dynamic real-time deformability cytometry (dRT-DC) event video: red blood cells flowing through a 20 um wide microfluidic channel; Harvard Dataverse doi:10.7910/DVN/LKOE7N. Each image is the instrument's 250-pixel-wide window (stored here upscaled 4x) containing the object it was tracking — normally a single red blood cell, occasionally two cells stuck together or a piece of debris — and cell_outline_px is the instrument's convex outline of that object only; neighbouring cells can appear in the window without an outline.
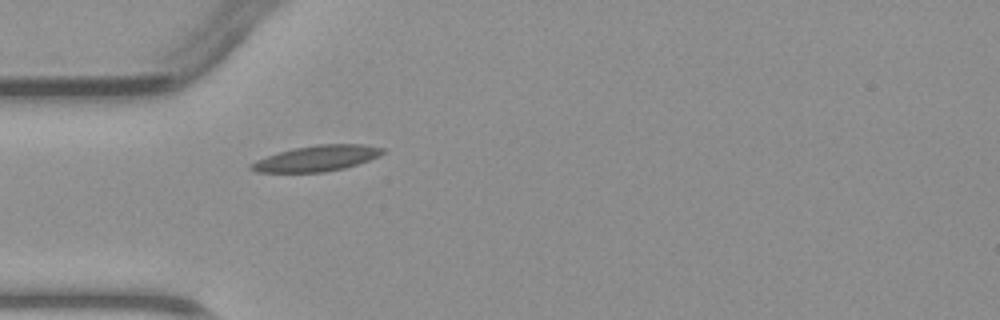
{"species": "common noctule bat (a hibernating species)", "species_latin": "Nyctalus noctula", "temperature_condition": "warm", "stored_images_in_passage": 1, "camera_frame_rate_fps": 3000, "um_per_image_px": 0.085, "animal": {"sex": "male", "body_mass_g": 23.1, "forearm_length_mm": 52.7}, "frame": {"image": 1, "passage_image": 1, "time_ms": 0.0, "image_size_px": [1000, 320], "cell_outline_px": [[384, 152], [380, 156], [344, 168], [324, 172], [256, 172], [248, 168], [248, 164], [256, 160], [292, 148], [316, 144], [364, 144], [384, 148]], "centroid_in_image_um": [26.91, 13.45], "position_along_channel_um": 58.1, "area_um2": 19.71}}